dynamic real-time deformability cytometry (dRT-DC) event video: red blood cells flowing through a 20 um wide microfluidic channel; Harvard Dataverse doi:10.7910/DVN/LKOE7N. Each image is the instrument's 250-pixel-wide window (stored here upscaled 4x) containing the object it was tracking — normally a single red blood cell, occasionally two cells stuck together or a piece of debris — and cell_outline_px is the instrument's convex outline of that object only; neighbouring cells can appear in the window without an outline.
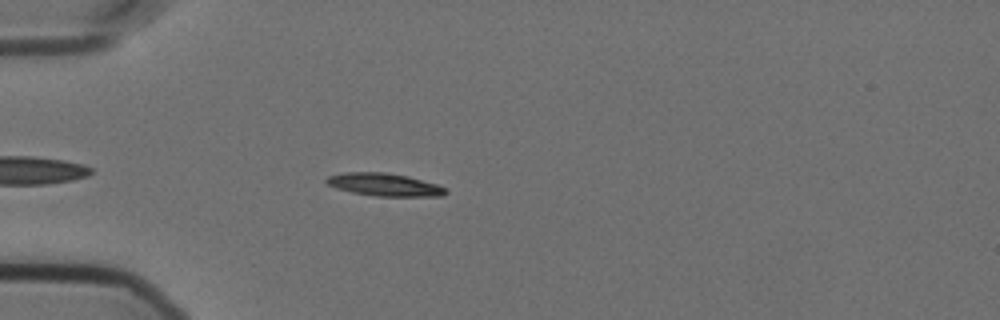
{"species": "Egyptian fruit bat (a non-hibernating species)", "species_latin": "Rousettus aegyptiacus", "temperature_condition": "cold", "stored_images_in_passage": 47, "camera_frame_rate_fps": 3000, "um_per_image_px": 0.085, "animal": {"sex": "female"}, "frame": {"image": 1, "passage_image": 7, "time_ms": 2.0, "image_size_px": [1000, 320], "cell_outline_px": [[448, 192], [444, 196], [376, 196], [352, 192], [336, 188], [328, 184], [324, 180], [328, 176], [344, 172], [388, 172], [408, 176], [436, 184], [448, 188]], "centroid_in_image_um": [32.7, 15.69], "position_along_channel_um": 52.3, "area_um2": 15.9}}
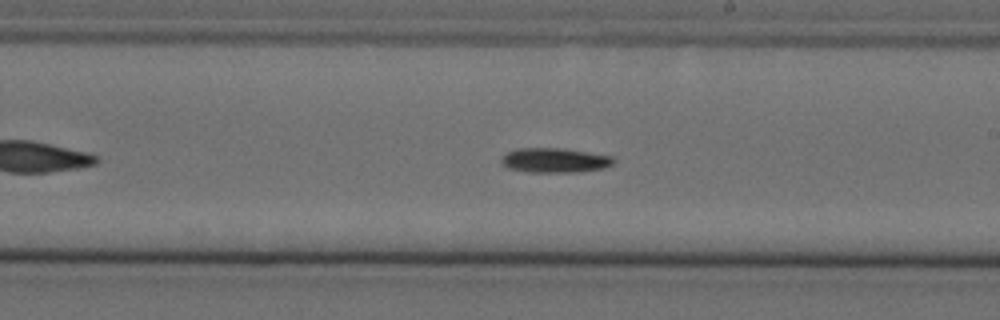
{"frame": {"image": 2, "passage_image": 24, "time_ms": 7.667, "image_size_px": [1000, 320], "cell_outline_px": [[616, 160], [612, 164], [604, 168], [580, 172], [528, 172], [508, 168], [500, 164], [500, 156], [516, 148], [560, 148], [588, 152], [612, 156]], "centroid_in_image_um": [47.11, 13.63], "position_along_channel_um": 241.9, "area_um2": 16.3}}
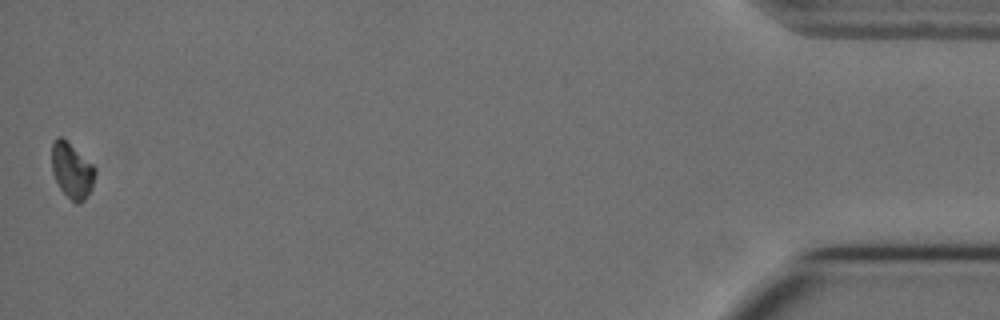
{"frame": {"image": 3, "passage_image": 47, "time_ms": 15.333, "image_size_px": [1000, 320], "cell_outline_px": [[96, 176], [92, 188], [84, 200], [80, 204], [76, 204], [60, 188], [52, 172], [52, 140], [56, 136], [60, 136], [92, 164], [96, 168]], "centroid_in_image_um": [6.12, 14.51], "position_along_channel_um": 429.1, "area_um2": 13.87}}